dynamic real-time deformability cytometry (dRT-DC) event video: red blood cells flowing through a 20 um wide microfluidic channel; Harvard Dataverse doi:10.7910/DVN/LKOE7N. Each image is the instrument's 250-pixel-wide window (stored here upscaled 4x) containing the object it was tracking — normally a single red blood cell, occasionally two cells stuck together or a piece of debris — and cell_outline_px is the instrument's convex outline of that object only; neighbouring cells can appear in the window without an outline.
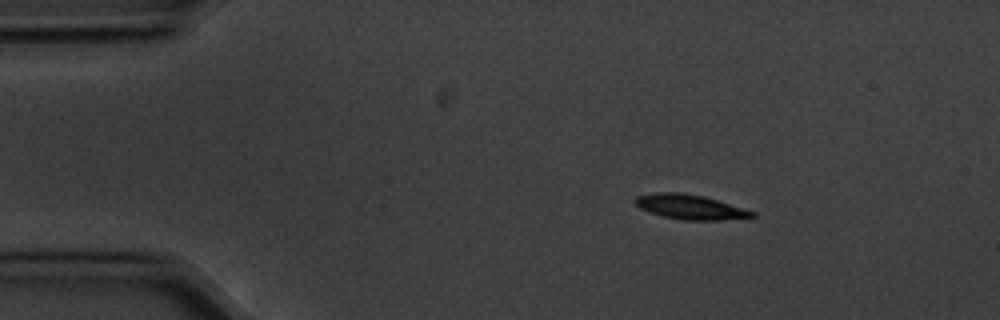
{"species": "common noctule bat (a hibernating species)", "species_latin": "Nyctalus noctula", "temperature_condition": "cold", "stored_images_in_passage": 4, "segment_of_instrument_passage": [1, 2], "camera_frame_rate_fps": 3000, "um_per_image_px": 0.085, "animal": {"sex": "male", "body_mass_g": 20.1, "forearm_length_mm": 53.5}, "frame": {"image": 1, "passage_image": 1, "time_ms": 0.0, "image_size_px": [1000, 320], "cell_outline_px": [[756, 216], [724, 220], [684, 220], [664, 216], [648, 212], [640, 208], [632, 200], [636, 196], [656, 192], [684, 192], [704, 196], [744, 208], [756, 212]], "centroid_in_image_um": [58.65, 17.58], "position_along_channel_um": 26.4, "area_um2": 16.94}}